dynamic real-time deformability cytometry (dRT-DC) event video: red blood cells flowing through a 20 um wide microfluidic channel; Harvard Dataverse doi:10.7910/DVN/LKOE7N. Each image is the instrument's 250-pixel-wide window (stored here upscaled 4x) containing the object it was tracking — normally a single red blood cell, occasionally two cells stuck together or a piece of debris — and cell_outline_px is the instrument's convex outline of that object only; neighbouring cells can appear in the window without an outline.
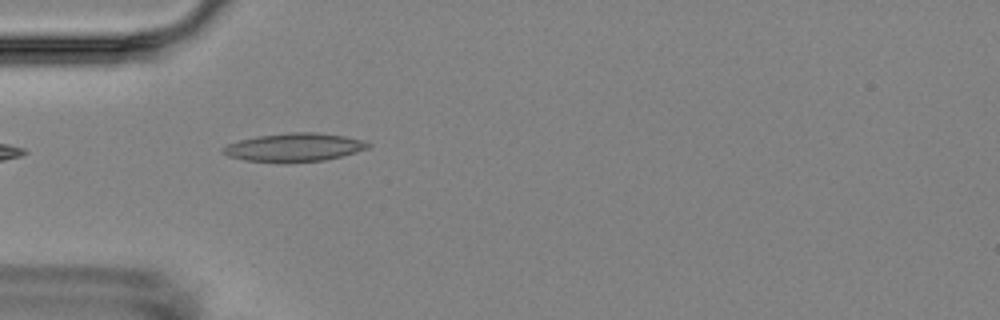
{"species": "Egyptian fruit bat (a non-hibernating species)", "species_latin": "Rousettus aegyptiacus", "temperature_condition": "room temperature", "stored_images_in_passage": 5, "camera_frame_rate_fps": 3000, "um_per_image_px": 0.085, "animal": {"sex": "female"}, "frame": {"image": 1, "passage_image": 4, "time_ms": 4.333, "image_size_px": [1000, 320], "cell_outline_px": [[372, 144], [368, 148], [356, 152], [324, 160], [284, 164], [244, 160], [228, 156], [220, 152], [220, 148], [228, 144], [240, 140], [256, 136], [288, 132], [316, 132], [344, 136], [364, 140]], "centroid_in_image_um": [24.96, 12.54], "position_along_channel_um": 60.0, "area_um2": 24.45}}